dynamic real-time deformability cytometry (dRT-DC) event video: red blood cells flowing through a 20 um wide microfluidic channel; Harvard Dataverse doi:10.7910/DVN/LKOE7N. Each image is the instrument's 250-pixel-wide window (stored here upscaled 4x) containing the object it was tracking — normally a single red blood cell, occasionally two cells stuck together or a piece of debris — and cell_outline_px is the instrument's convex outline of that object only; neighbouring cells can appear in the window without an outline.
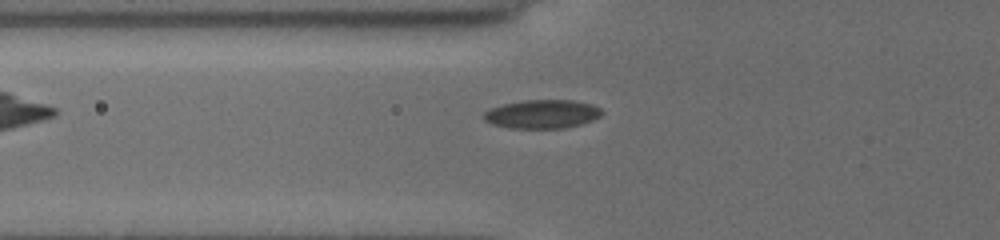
{"species": "common noctule bat (a hibernating species)", "species_latin": "Nyctalus noctula", "temperature_condition": "cold", "stored_images_in_passage": 36, "camera_frame_rate_fps": 3000, "um_per_image_px": 0.085, "animal": {"sex": "female", "body_mass_g": 19.5, "forearm_length_mm": 54.1}, "frame": {"image": 1, "passage_image": 2, "time_ms": 0.333, "image_size_px": [1000, 240], "cell_outline_px": [[604, 112], [600, 116], [592, 120], [580, 124], [564, 128], [508, 128], [492, 124], [484, 120], [484, 112], [492, 108], [504, 104], [524, 100], [572, 100], [592, 104], [600, 108]], "centroid_in_image_um": [46.1, 9.7], "position_along_channel_um": 79.7, "area_um2": 19.65}}
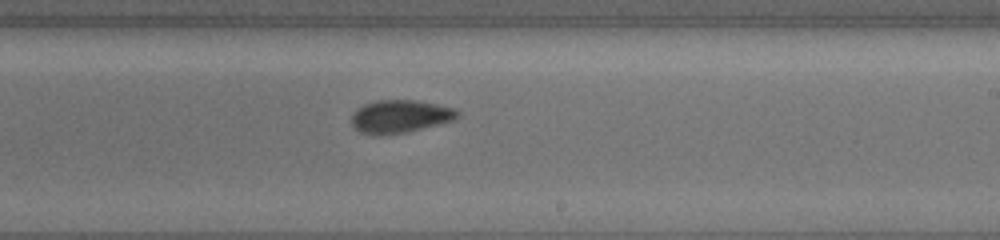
{"frame": {"image": 2, "passage_image": 16, "time_ms": 5.0, "image_size_px": [1000, 240], "cell_outline_px": [[460, 112], [452, 120], [404, 132], [380, 136], [376, 136], [360, 132], [352, 124], [352, 116], [364, 104], [376, 100], [416, 100], [456, 108]], "centroid_in_image_um": [33.99, 9.89], "position_along_channel_um": 255.0, "area_um2": 19.94}}
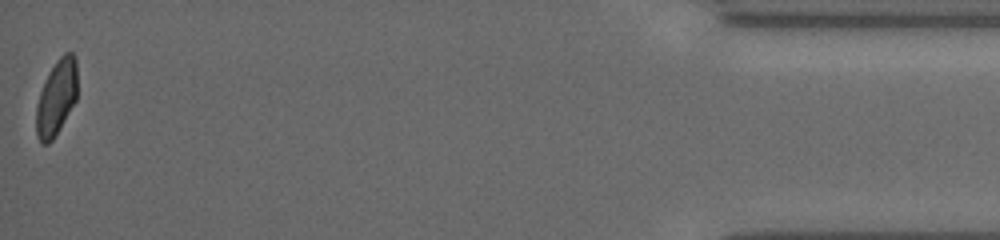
{"frame": {"image": 3, "passage_image": 36, "time_ms": 11.667, "image_size_px": [1000, 240], "cell_outline_px": [[76, 100], [60, 128], [52, 140], [48, 144], [40, 144], [36, 136], [36, 108], [40, 92], [56, 60], [64, 52], [72, 52], [76, 56]], "centroid_in_image_um": [4.79, 8.32], "position_along_channel_um": 430.4, "area_um2": 17.92}, "authors_computed_cell_mechanics": {"area_um2": 19.8832, "velocity_mm_per_s": 3.7673, "shape_relaxation_time_tau1_ms": 7.7898, "shape_relaxation_time_tau2_ms": 2.4515, "deformation_change_tau1": 0.1302, "deformation_change_tau2": 0.0515}}